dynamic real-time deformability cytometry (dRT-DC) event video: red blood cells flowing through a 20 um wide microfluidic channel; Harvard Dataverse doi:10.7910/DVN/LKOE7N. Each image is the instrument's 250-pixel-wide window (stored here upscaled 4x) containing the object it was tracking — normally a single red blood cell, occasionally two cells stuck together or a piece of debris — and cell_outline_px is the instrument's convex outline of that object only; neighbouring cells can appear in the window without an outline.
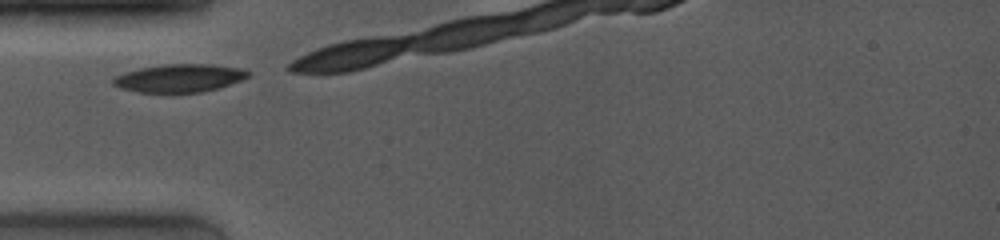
{"species": "common noctule bat (a hibernating species)", "species_latin": "Nyctalus noctula", "temperature_condition": "room temperature", "stored_images_in_passage": 3, "camera_frame_rate_fps": 4000, "um_per_image_px": 0.085, "animal": {"sex": "female", "body_mass_g": 19.0, "forearm_length_mm": 53.3}, "frame": {"image": 1, "passage_image": 1, "time_ms": 0.0, "image_size_px": [1000, 240], "cell_outline_px": [[252, 72], [248, 76], [240, 80], [220, 88], [200, 92], [136, 92], [120, 88], [112, 84], [112, 80], [116, 76], [124, 72], [140, 68], [164, 64], [208, 64], [240, 68]], "centroid_in_image_um": [15.23, 6.64], "position_along_channel_um": 69.8, "area_um2": 21.96}}